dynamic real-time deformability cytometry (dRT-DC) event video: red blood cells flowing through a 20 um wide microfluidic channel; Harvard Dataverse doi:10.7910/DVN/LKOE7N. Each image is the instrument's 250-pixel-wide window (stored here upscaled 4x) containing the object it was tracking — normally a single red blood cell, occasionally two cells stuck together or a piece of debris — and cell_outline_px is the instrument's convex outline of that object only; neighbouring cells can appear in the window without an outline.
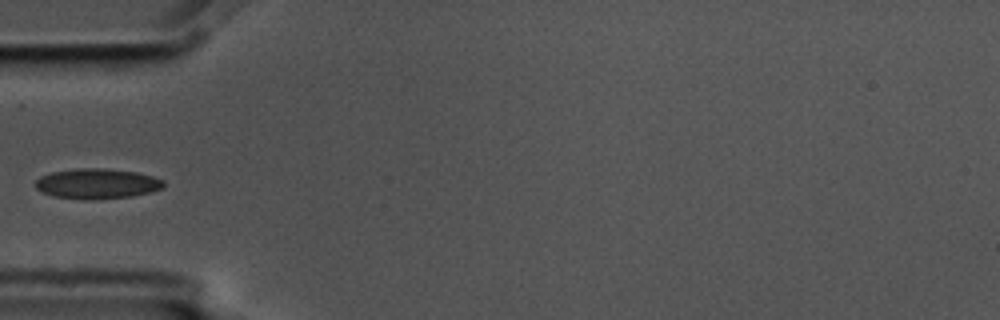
{"species": "common noctule bat (a hibernating species)", "species_latin": "Nyctalus noctula", "temperature_condition": "cold", "stored_images_in_passage": 10, "camera_frame_rate_fps": 3000, "um_per_image_px": 0.085, "animal": {"sex": "male", "body_mass_g": 17.5, "forearm_length_mm": 52.3}, "frame": {"image": 1, "passage_image": 5, "time_ms": 1.333, "image_size_px": [1000, 320], "cell_outline_px": [[164, 188], [132, 196], [92, 200], [52, 196], [36, 188], [36, 180], [40, 176], [52, 172], [76, 168], [104, 168], [136, 172], [152, 176], [164, 180]], "centroid_in_image_um": [8.26, 15.61], "position_along_channel_um": 76.7, "area_um2": 22.48}}